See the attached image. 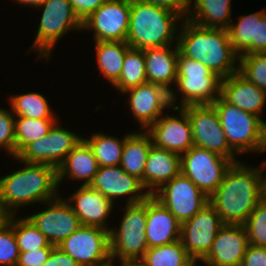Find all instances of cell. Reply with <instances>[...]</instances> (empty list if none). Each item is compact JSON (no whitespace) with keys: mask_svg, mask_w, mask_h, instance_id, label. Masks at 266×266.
I'll use <instances>...</instances> for the list:
<instances>
[{"mask_svg":"<svg viewBox=\"0 0 266 266\" xmlns=\"http://www.w3.org/2000/svg\"><path fill=\"white\" fill-rule=\"evenodd\" d=\"M14 216L10 215L7 222L13 228L20 252H33V250L41 248L55 247L50 244L46 236L27 217L17 219Z\"/></svg>","mask_w":266,"mask_h":266,"instance_id":"obj_34","label":"cell"},{"mask_svg":"<svg viewBox=\"0 0 266 266\" xmlns=\"http://www.w3.org/2000/svg\"><path fill=\"white\" fill-rule=\"evenodd\" d=\"M222 78L207 66L178 53L177 90L181 92V104L212 105L221 96Z\"/></svg>","mask_w":266,"mask_h":266,"instance_id":"obj_6","label":"cell"},{"mask_svg":"<svg viewBox=\"0 0 266 266\" xmlns=\"http://www.w3.org/2000/svg\"><path fill=\"white\" fill-rule=\"evenodd\" d=\"M221 96L229 103L250 113L262 115L266 92L249 82L239 72L222 78Z\"/></svg>","mask_w":266,"mask_h":266,"instance_id":"obj_25","label":"cell"},{"mask_svg":"<svg viewBox=\"0 0 266 266\" xmlns=\"http://www.w3.org/2000/svg\"><path fill=\"white\" fill-rule=\"evenodd\" d=\"M147 83L144 50L130 48L124 57L119 80L113 85L119 92Z\"/></svg>","mask_w":266,"mask_h":266,"instance_id":"obj_32","label":"cell"},{"mask_svg":"<svg viewBox=\"0 0 266 266\" xmlns=\"http://www.w3.org/2000/svg\"><path fill=\"white\" fill-rule=\"evenodd\" d=\"M12 112L15 116L31 119H57L48 101L40 93L30 92L10 97Z\"/></svg>","mask_w":266,"mask_h":266,"instance_id":"obj_35","label":"cell"},{"mask_svg":"<svg viewBox=\"0 0 266 266\" xmlns=\"http://www.w3.org/2000/svg\"><path fill=\"white\" fill-rule=\"evenodd\" d=\"M95 44L98 68L114 85L120 78L125 54L131 47L120 41H95Z\"/></svg>","mask_w":266,"mask_h":266,"instance_id":"obj_29","label":"cell"},{"mask_svg":"<svg viewBox=\"0 0 266 266\" xmlns=\"http://www.w3.org/2000/svg\"><path fill=\"white\" fill-rule=\"evenodd\" d=\"M131 0H108L83 21L82 29L94 31V41L126 42Z\"/></svg>","mask_w":266,"mask_h":266,"instance_id":"obj_15","label":"cell"},{"mask_svg":"<svg viewBox=\"0 0 266 266\" xmlns=\"http://www.w3.org/2000/svg\"><path fill=\"white\" fill-rule=\"evenodd\" d=\"M224 225L216 209L208 203L190 220L181 224L180 240L186 252L196 262L208 253L219 229Z\"/></svg>","mask_w":266,"mask_h":266,"instance_id":"obj_14","label":"cell"},{"mask_svg":"<svg viewBox=\"0 0 266 266\" xmlns=\"http://www.w3.org/2000/svg\"><path fill=\"white\" fill-rule=\"evenodd\" d=\"M266 52V12L260 15L256 30V53Z\"/></svg>","mask_w":266,"mask_h":266,"instance_id":"obj_46","label":"cell"},{"mask_svg":"<svg viewBox=\"0 0 266 266\" xmlns=\"http://www.w3.org/2000/svg\"><path fill=\"white\" fill-rule=\"evenodd\" d=\"M56 122L49 133L27 144L14 159L27 163H40L54 166L56 169L82 137L62 128Z\"/></svg>","mask_w":266,"mask_h":266,"instance_id":"obj_13","label":"cell"},{"mask_svg":"<svg viewBox=\"0 0 266 266\" xmlns=\"http://www.w3.org/2000/svg\"><path fill=\"white\" fill-rule=\"evenodd\" d=\"M153 196L183 224L209 203L193 181L180 173L158 189Z\"/></svg>","mask_w":266,"mask_h":266,"instance_id":"obj_12","label":"cell"},{"mask_svg":"<svg viewBox=\"0 0 266 266\" xmlns=\"http://www.w3.org/2000/svg\"><path fill=\"white\" fill-rule=\"evenodd\" d=\"M178 32L177 46L179 53L207 66L221 78L237 73L239 55L229 39L228 30L206 28L187 19Z\"/></svg>","mask_w":266,"mask_h":266,"instance_id":"obj_2","label":"cell"},{"mask_svg":"<svg viewBox=\"0 0 266 266\" xmlns=\"http://www.w3.org/2000/svg\"><path fill=\"white\" fill-rule=\"evenodd\" d=\"M83 139L91 147L99 167L120 165L125 137L119 140L107 134L95 133L89 139Z\"/></svg>","mask_w":266,"mask_h":266,"instance_id":"obj_33","label":"cell"},{"mask_svg":"<svg viewBox=\"0 0 266 266\" xmlns=\"http://www.w3.org/2000/svg\"><path fill=\"white\" fill-rule=\"evenodd\" d=\"M264 10L239 16L238 23H230L228 30L230 42L235 52L243 54L256 53L257 21Z\"/></svg>","mask_w":266,"mask_h":266,"instance_id":"obj_30","label":"cell"},{"mask_svg":"<svg viewBox=\"0 0 266 266\" xmlns=\"http://www.w3.org/2000/svg\"><path fill=\"white\" fill-rule=\"evenodd\" d=\"M98 168L99 165L91 147L82 139L57 168L58 185L65 176L74 180H84L82 185H89Z\"/></svg>","mask_w":266,"mask_h":266,"instance_id":"obj_26","label":"cell"},{"mask_svg":"<svg viewBox=\"0 0 266 266\" xmlns=\"http://www.w3.org/2000/svg\"><path fill=\"white\" fill-rule=\"evenodd\" d=\"M173 49L172 45L144 49L147 82L161 85L170 91L172 108L177 100V95L170 87L177 80V43Z\"/></svg>","mask_w":266,"mask_h":266,"instance_id":"obj_22","label":"cell"},{"mask_svg":"<svg viewBox=\"0 0 266 266\" xmlns=\"http://www.w3.org/2000/svg\"><path fill=\"white\" fill-rule=\"evenodd\" d=\"M75 204H71V202ZM67 200L81 225L98 226L110 231L106 222L113 209V204L99 191L89 185H81Z\"/></svg>","mask_w":266,"mask_h":266,"instance_id":"obj_23","label":"cell"},{"mask_svg":"<svg viewBox=\"0 0 266 266\" xmlns=\"http://www.w3.org/2000/svg\"><path fill=\"white\" fill-rule=\"evenodd\" d=\"M126 92L130 94L128 103L133 117L144 130L155 123L165 109L172 106L170 91L158 84L147 82Z\"/></svg>","mask_w":266,"mask_h":266,"instance_id":"obj_20","label":"cell"},{"mask_svg":"<svg viewBox=\"0 0 266 266\" xmlns=\"http://www.w3.org/2000/svg\"><path fill=\"white\" fill-rule=\"evenodd\" d=\"M173 109L179 110V118L167 113L152 123L146 132L150 135L153 145L181 156L194 146L192 127L188 114L182 107L177 105Z\"/></svg>","mask_w":266,"mask_h":266,"instance_id":"obj_17","label":"cell"},{"mask_svg":"<svg viewBox=\"0 0 266 266\" xmlns=\"http://www.w3.org/2000/svg\"><path fill=\"white\" fill-rule=\"evenodd\" d=\"M147 199L126 204L119 229H110L111 261L141 260L148 249L146 240ZM118 230V231H117Z\"/></svg>","mask_w":266,"mask_h":266,"instance_id":"obj_7","label":"cell"},{"mask_svg":"<svg viewBox=\"0 0 266 266\" xmlns=\"http://www.w3.org/2000/svg\"><path fill=\"white\" fill-rule=\"evenodd\" d=\"M10 214L4 209L0 203V228L7 223Z\"/></svg>","mask_w":266,"mask_h":266,"instance_id":"obj_48","label":"cell"},{"mask_svg":"<svg viewBox=\"0 0 266 266\" xmlns=\"http://www.w3.org/2000/svg\"><path fill=\"white\" fill-rule=\"evenodd\" d=\"M151 145V137L146 131L126 134L120 163L122 169L142 181Z\"/></svg>","mask_w":266,"mask_h":266,"instance_id":"obj_28","label":"cell"},{"mask_svg":"<svg viewBox=\"0 0 266 266\" xmlns=\"http://www.w3.org/2000/svg\"><path fill=\"white\" fill-rule=\"evenodd\" d=\"M262 199L266 202V174H262Z\"/></svg>","mask_w":266,"mask_h":266,"instance_id":"obj_50","label":"cell"},{"mask_svg":"<svg viewBox=\"0 0 266 266\" xmlns=\"http://www.w3.org/2000/svg\"><path fill=\"white\" fill-rule=\"evenodd\" d=\"M43 266H80L70 255L54 247Z\"/></svg>","mask_w":266,"mask_h":266,"instance_id":"obj_45","label":"cell"},{"mask_svg":"<svg viewBox=\"0 0 266 266\" xmlns=\"http://www.w3.org/2000/svg\"><path fill=\"white\" fill-rule=\"evenodd\" d=\"M248 246L244 224H224L201 261L206 266H241Z\"/></svg>","mask_w":266,"mask_h":266,"instance_id":"obj_19","label":"cell"},{"mask_svg":"<svg viewBox=\"0 0 266 266\" xmlns=\"http://www.w3.org/2000/svg\"><path fill=\"white\" fill-rule=\"evenodd\" d=\"M232 162L212 151L192 146L181 155V173L208 198L216 191Z\"/></svg>","mask_w":266,"mask_h":266,"instance_id":"obj_9","label":"cell"},{"mask_svg":"<svg viewBox=\"0 0 266 266\" xmlns=\"http://www.w3.org/2000/svg\"><path fill=\"white\" fill-rule=\"evenodd\" d=\"M249 244L266 247V202L262 199L244 223Z\"/></svg>","mask_w":266,"mask_h":266,"instance_id":"obj_38","label":"cell"},{"mask_svg":"<svg viewBox=\"0 0 266 266\" xmlns=\"http://www.w3.org/2000/svg\"><path fill=\"white\" fill-rule=\"evenodd\" d=\"M99 191L112 203L116 198L129 196L127 204H135L146 200L150 194L142 191L141 180L125 172L120 165L99 167L96 175L89 184ZM141 191V192H140Z\"/></svg>","mask_w":266,"mask_h":266,"instance_id":"obj_18","label":"cell"},{"mask_svg":"<svg viewBox=\"0 0 266 266\" xmlns=\"http://www.w3.org/2000/svg\"><path fill=\"white\" fill-rule=\"evenodd\" d=\"M182 17L145 0H131L127 44L134 49L173 45ZM175 33V34H174Z\"/></svg>","mask_w":266,"mask_h":266,"instance_id":"obj_4","label":"cell"},{"mask_svg":"<svg viewBox=\"0 0 266 266\" xmlns=\"http://www.w3.org/2000/svg\"><path fill=\"white\" fill-rule=\"evenodd\" d=\"M216 109L229 146L237 153L266 151V122L256 114L244 111L220 96Z\"/></svg>","mask_w":266,"mask_h":266,"instance_id":"obj_5","label":"cell"},{"mask_svg":"<svg viewBox=\"0 0 266 266\" xmlns=\"http://www.w3.org/2000/svg\"><path fill=\"white\" fill-rule=\"evenodd\" d=\"M145 266H197L186 252L181 240L148 248L140 260Z\"/></svg>","mask_w":266,"mask_h":266,"instance_id":"obj_31","label":"cell"},{"mask_svg":"<svg viewBox=\"0 0 266 266\" xmlns=\"http://www.w3.org/2000/svg\"><path fill=\"white\" fill-rule=\"evenodd\" d=\"M241 266H266V247L249 244Z\"/></svg>","mask_w":266,"mask_h":266,"instance_id":"obj_43","label":"cell"},{"mask_svg":"<svg viewBox=\"0 0 266 266\" xmlns=\"http://www.w3.org/2000/svg\"><path fill=\"white\" fill-rule=\"evenodd\" d=\"M43 10L37 35L30 50L38 49V57H50L56 42L70 30H81L83 22L69 0H45L38 8Z\"/></svg>","mask_w":266,"mask_h":266,"instance_id":"obj_8","label":"cell"},{"mask_svg":"<svg viewBox=\"0 0 266 266\" xmlns=\"http://www.w3.org/2000/svg\"><path fill=\"white\" fill-rule=\"evenodd\" d=\"M193 8H189L187 20L206 28H229L231 0H194Z\"/></svg>","mask_w":266,"mask_h":266,"instance_id":"obj_27","label":"cell"},{"mask_svg":"<svg viewBox=\"0 0 266 266\" xmlns=\"http://www.w3.org/2000/svg\"><path fill=\"white\" fill-rule=\"evenodd\" d=\"M22 169L0 178V203L15 215L22 206L57 198V169L40 163H27ZM57 192V193H56Z\"/></svg>","mask_w":266,"mask_h":266,"instance_id":"obj_3","label":"cell"},{"mask_svg":"<svg viewBox=\"0 0 266 266\" xmlns=\"http://www.w3.org/2000/svg\"><path fill=\"white\" fill-rule=\"evenodd\" d=\"M181 173V156L170 150L151 145L145 170L143 187L153 195L165 183Z\"/></svg>","mask_w":266,"mask_h":266,"instance_id":"obj_24","label":"cell"},{"mask_svg":"<svg viewBox=\"0 0 266 266\" xmlns=\"http://www.w3.org/2000/svg\"><path fill=\"white\" fill-rule=\"evenodd\" d=\"M146 240L148 248L180 240L181 223L153 195L147 198Z\"/></svg>","mask_w":266,"mask_h":266,"instance_id":"obj_21","label":"cell"},{"mask_svg":"<svg viewBox=\"0 0 266 266\" xmlns=\"http://www.w3.org/2000/svg\"><path fill=\"white\" fill-rule=\"evenodd\" d=\"M53 248L20 252L16 266H43Z\"/></svg>","mask_w":266,"mask_h":266,"instance_id":"obj_41","label":"cell"},{"mask_svg":"<svg viewBox=\"0 0 266 266\" xmlns=\"http://www.w3.org/2000/svg\"><path fill=\"white\" fill-rule=\"evenodd\" d=\"M236 162L227 169L222 182L209 197L224 224H244L262 200V171Z\"/></svg>","mask_w":266,"mask_h":266,"instance_id":"obj_1","label":"cell"},{"mask_svg":"<svg viewBox=\"0 0 266 266\" xmlns=\"http://www.w3.org/2000/svg\"><path fill=\"white\" fill-rule=\"evenodd\" d=\"M183 109L191 123L194 146L228 158L232 163L239 162L235 158L237 153L229 146L217 111L212 105H189Z\"/></svg>","mask_w":266,"mask_h":266,"instance_id":"obj_10","label":"cell"},{"mask_svg":"<svg viewBox=\"0 0 266 266\" xmlns=\"http://www.w3.org/2000/svg\"><path fill=\"white\" fill-rule=\"evenodd\" d=\"M16 2L36 8L40 7L45 0H15Z\"/></svg>","mask_w":266,"mask_h":266,"instance_id":"obj_47","label":"cell"},{"mask_svg":"<svg viewBox=\"0 0 266 266\" xmlns=\"http://www.w3.org/2000/svg\"><path fill=\"white\" fill-rule=\"evenodd\" d=\"M100 266H111V262H108V263H105V264H102Z\"/></svg>","mask_w":266,"mask_h":266,"instance_id":"obj_51","label":"cell"},{"mask_svg":"<svg viewBox=\"0 0 266 266\" xmlns=\"http://www.w3.org/2000/svg\"><path fill=\"white\" fill-rule=\"evenodd\" d=\"M46 203V210L27 218L46 236L51 245L58 247L81 224L70 203L61 196Z\"/></svg>","mask_w":266,"mask_h":266,"instance_id":"obj_16","label":"cell"},{"mask_svg":"<svg viewBox=\"0 0 266 266\" xmlns=\"http://www.w3.org/2000/svg\"><path fill=\"white\" fill-rule=\"evenodd\" d=\"M108 0H69L75 13L83 22Z\"/></svg>","mask_w":266,"mask_h":266,"instance_id":"obj_42","label":"cell"},{"mask_svg":"<svg viewBox=\"0 0 266 266\" xmlns=\"http://www.w3.org/2000/svg\"><path fill=\"white\" fill-rule=\"evenodd\" d=\"M19 255L13 228L7 222L0 228V266H16Z\"/></svg>","mask_w":266,"mask_h":266,"instance_id":"obj_39","label":"cell"},{"mask_svg":"<svg viewBox=\"0 0 266 266\" xmlns=\"http://www.w3.org/2000/svg\"><path fill=\"white\" fill-rule=\"evenodd\" d=\"M3 147V148H2ZM0 148L16 157L15 115L0 108Z\"/></svg>","mask_w":266,"mask_h":266,"instance_id":"obj_40","label":"cell"},{"mask_svg":"<svg viewBox=\"0 0 266 266\" xmlns=\"http://www.w3.org/2000/svg\"><path fill=\"white\" fill-rule=\"evenodd\" d=\"M238 63V72L266 92V52L243 54Z\"/></svg>","mask_w":266,"mask_h":266,"instance_id":"obj_37","label":"cell"},{"mask_svg":"<svg viewBox=\"0 0 266 266\" xmlns=\"http://www.w3.org/2000/svg\"><path fill=\"white\" fill-rule=\"evenodd\" d=\"M58 248L80 266H100L111 262L109 231L98 226L81 225Z\"/></svg>","mask_w":266,"mask_h":266,"instance_id":"obj_11","label":"cell"},{"mask_svg":"<svg viewBox=\"0 0 266 266\" xmlns=\"http://www.w3.org/2000/svg\"><path fill=\"white\" fill-rule=\"evenodd\" d=\"M149 1L158 7L167 9L173 13L179 14L182 19L187 18L190 8V0H145Z\"/></svg>","mask_w":266,"mask_h":266,"instance_id":"obj_44","label":"cell"},{"mask_svg":"<svg viewBox=\"0 0 266 266\" xmlns=\"http://www.w3.org/2000/svg\"><path fill=\"white\" fill-rule=\"evenodd\" d=\"M121 266H145L140 260L135 261H120ZM113 261H111V266H113Z\"/></svg>","mask_w":266,"mask_h":266,"instance_id":"obj_49","label":"cell"},{"mask_svg":"<svg viewBox=\"0 0 266 266\" xmlns=\"http://www.w3.org/2000/svg\"><path fill=\"white\" fill-rule=\"evenodd\" d=\"M57 121L15 116L16 156L27 144L47 135Z\"/></svg>","mask_w":266,"mask_h":266,"instance_id":"obj_36","label":"cell"}]
</instances>
